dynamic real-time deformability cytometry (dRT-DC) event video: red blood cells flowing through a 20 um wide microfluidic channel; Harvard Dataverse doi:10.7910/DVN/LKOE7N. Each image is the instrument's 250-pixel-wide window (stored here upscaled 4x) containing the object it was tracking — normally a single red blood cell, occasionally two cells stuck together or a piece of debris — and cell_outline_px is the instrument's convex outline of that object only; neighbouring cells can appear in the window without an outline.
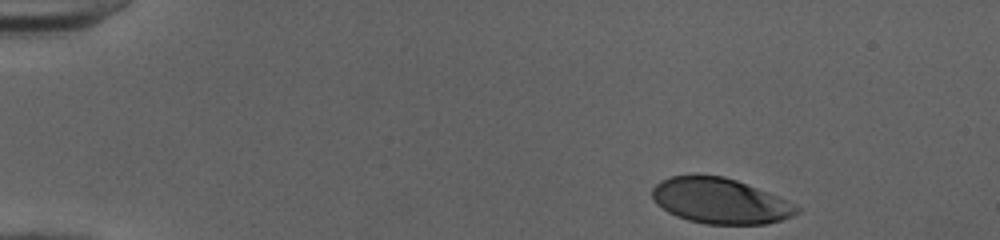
{"species": "human", "species_latin": "Homo sapiens", "temperature_condition": "cold", "stored_images_in_passage": 38, "camera_frame_rate_fps": 3000, "um_per_image_px": 0.085, "donor": {"sex": "female"}, "frame": {"image": 1, "passage_image": 1, "time_ms": 0.0, "image_size_px": [1000, 240], "cell_outline_px": [[800, 212], [784, 220], [768, 224], [704, 224], [688, 220], [676, 216], [668, 212], [656, 204], [652, 196], [652, 188], [656, 184], [668, 176], [696, 172], [724, 176], [736, 180], [768, 192], [800, 208]], "centroid_in_image_um": [61.16, 17.05], "position_along_channel_um": 23.8, "area_um2": 38.9}}
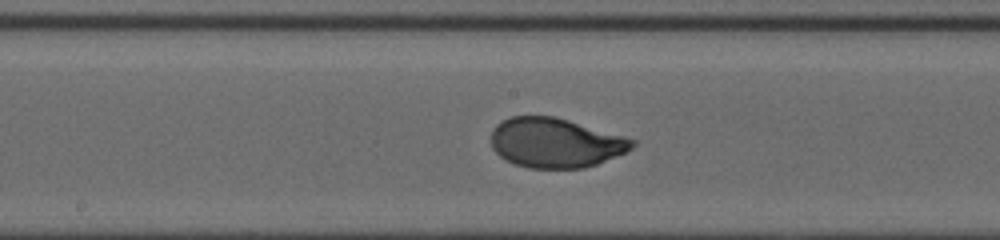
{"frame": {"image": 2, "passage_image": 22, "time_ms": 7.0, "image_size_px": [1000, 240], "cell_outline_px": [[636, 144], [632, 148], [624, 152], [596, 164], [584, 168], [528, 168], [516, 164], [500, 156], [492, 148], [492, 128], [496, 124], [512, 116], [552, 116], [568, 120], [624, 136], [636, 140]], "centroid_in_image_um": [47.2, 12.13], "position_along_channel_um": 201.0, "area_um2": 40.46}}
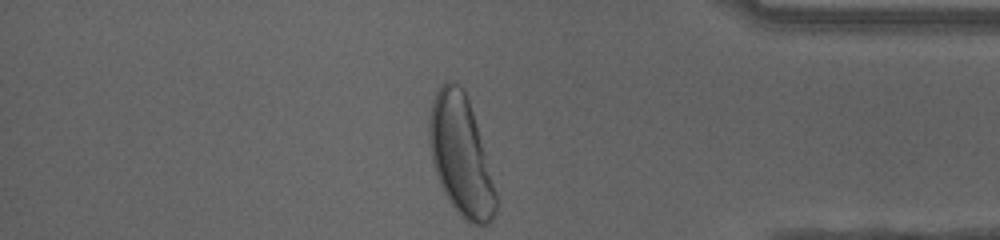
{"frame": {"image": 3, "passage_image": 38, "time_ms": 12.333, "image_size_px": [1000, 240], "cell_outline_px": [[496, 212], [492, 220], [488, 224], [468, 224], [460, 216], [444, 192], [440, 184], [432, 160], [428, 140], [428, 120], [432, 100], [440, 84], [444, 80], [452, 80], [464, 88], [476, 124], [496, 192]], "centroid_in_image_um": [39.13, 13.2], "position_along_channel_um": 396.1, "area_um2": 46.24}, "authors_computed_cell_mechanics": {"area_um2": 40.9513, "velocity_mm_per_s": 4.0229, "shape_relaxation_time_tau1_ms": 2.8695, "shape_relaxation_time_tau2_ms": null, "deformation_change_tau1": 0.193, "deformation_change_tau2": null}}